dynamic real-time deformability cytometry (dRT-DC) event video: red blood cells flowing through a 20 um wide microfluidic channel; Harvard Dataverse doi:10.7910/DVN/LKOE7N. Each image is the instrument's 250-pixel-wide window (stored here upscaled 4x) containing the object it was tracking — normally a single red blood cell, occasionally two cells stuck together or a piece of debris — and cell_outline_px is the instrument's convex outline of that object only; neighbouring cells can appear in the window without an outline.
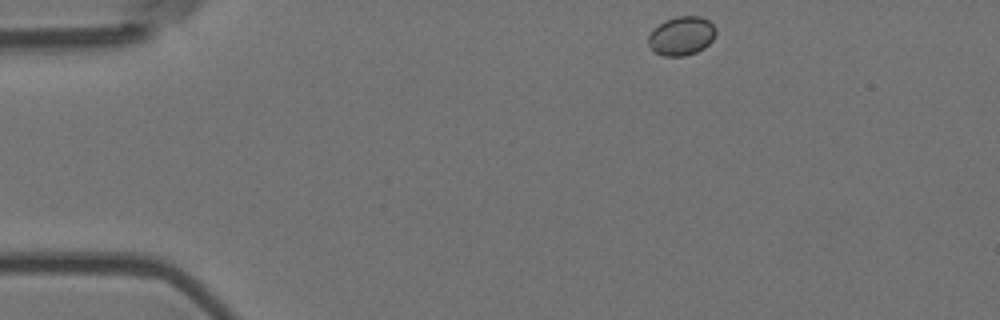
{"species": "Egyptian fruit bat (a non-hibernating species)", "species_latin": "Rousettus aegyptiacus", "temperature_condition": "room temperature", "stored_images_in_passage": 15, "camera_frame_rate_fps": 3000, "um_per_image_px": 0.085, "animal": {"sex": "female"}, "frame": {"image": 1, "passage_image": 1, "time_ms": 0.0, "image_size_px": [1000, 320], "cell_outline_px": [[716, 32], [712, 40], [704, 48], [696, 52], [684, 56], [664, 56], [652, 52], [648, 44], [648, 36], [664, 20], [676, 16], [700, 16], [708, 20], [716, 28]], "centroid_in_image_um": [57.92, 3.06], "position_along_channel_um": 27.1, "area_um2": 15.32}}
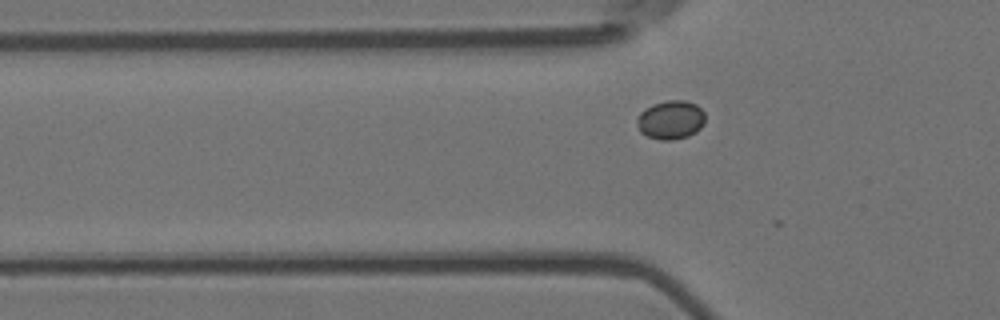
{"frame": {"image": 2, "passage_image": 10, "time_ms": 3.0, "image_size_px": [1000, 320], "cell_outline_px": [[704, 124], [696, 132], [688, 136], [672, 140], [660, 140], [648, 136], [640, 132], [636, 124], [636, 116], [644, 108], [652, 104], [668, 100], [684, 100], [696, 104], [704, 112]], "centroid_in_image_um": [56.98, 10.18], "position_along_channel_um": 68.8, "area_um2": 15.61}}
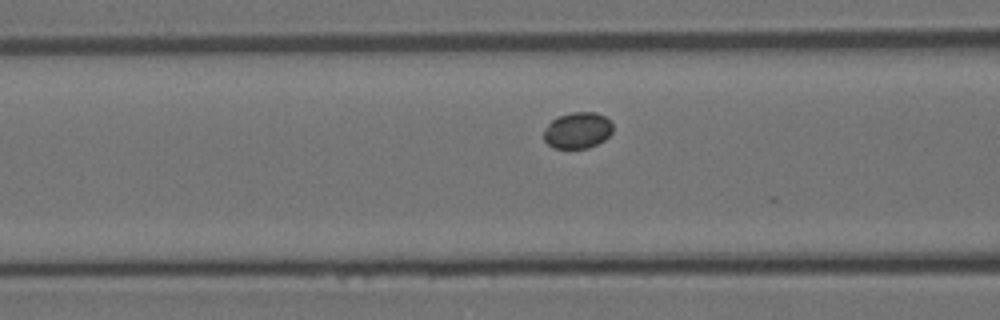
{"frame": {"image": 3, "passage_image": 14, "time_ms": 4.333, "image_size_px": [1000, 320], "cell_outline_px": [[612, 132], [604, 140], [588, 148], [552, 148], [544, 140], [544, 128], [552, 120], [560, 116], [572, 112], [596, 112], [604, 116], [612, 124]], "centroid_in_image_um": [49.08, 11.08], "position_along_channel_um": 117.5, "area_um2": 14.51}}